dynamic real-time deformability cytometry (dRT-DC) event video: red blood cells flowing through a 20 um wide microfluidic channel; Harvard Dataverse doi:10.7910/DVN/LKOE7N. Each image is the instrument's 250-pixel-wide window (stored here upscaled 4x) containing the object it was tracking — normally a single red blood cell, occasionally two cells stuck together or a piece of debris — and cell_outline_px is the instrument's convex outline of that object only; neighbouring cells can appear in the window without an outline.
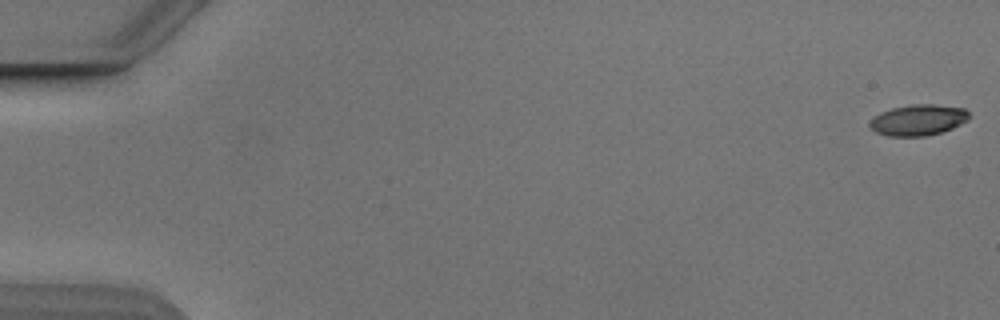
{"species": "Egyptian fruit bat (a non-hibernating species)", "species_latin": "Rousettus aegyptiacus", "temperature_condition": "cold", "stored_images_in_passage": 43, "camera_frame_rate_fps": 3000, "um_per_image_px": 0.085, "animal": {"sex": "male"}, "frame": {"image": 1, "passage_image": 1, "time_ms": 0.0, "image_size_px": [1000, 320], "cell_outline_px": [[968, 120], [952, 128], [940, 132], [924, 136], [888, 136], [876, 132], [868, 124], [880, 112], [892, 108], [912, 104], [936, 104], [964, 108], [968, 112]], "centroid_in_image_um": [78.05, 10.19], "position_along_channel_um": 7.0, "area_um2": 17.74}}
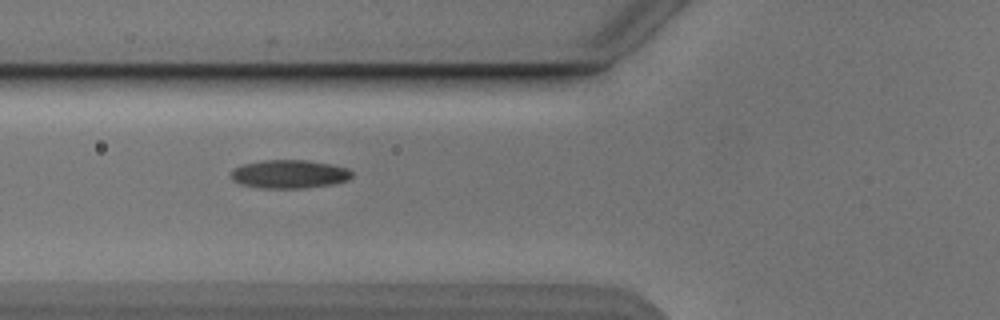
{"frame": {"image": 2, "passage_image": 21, "time_ms": 6.667, "image_size_px": [1000, 320], "cell_outline_px": [[352, 176], [348, 180], [332, 184], [304, 188], [260, 188], [240, 184], [232, 180], [228, 172], [232, 168], [244, 164], [264, 160], [308, 160], [332, 164], [348, 168], [352, 172]], "centroid_in_image_um": [24.56, 14.79], "position_along_channel_um": 101.2, "area_um2": 20.29}}
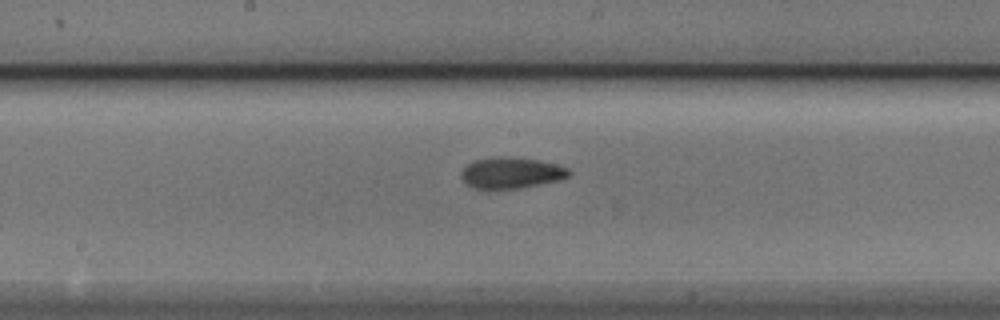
{"frame": {"image": 3, "passage_image": 29, "time_ms": 9.333, "image_size_px": [1000, 320], "cell_outline_px": [[572, 172], [568, 176], [560, 180], [520, 188], [488, 192], [484, 192], [472, 188], [464, 184], [460, 176], [460, 172], [472, 160], [492, 156], [500, 156], [536, 160], [556, 164], [568, 168]], "centroid_in_image_um": [43.35, 14.74], "position_along_channel_um": 204.9, "area_um2": 20.35}}